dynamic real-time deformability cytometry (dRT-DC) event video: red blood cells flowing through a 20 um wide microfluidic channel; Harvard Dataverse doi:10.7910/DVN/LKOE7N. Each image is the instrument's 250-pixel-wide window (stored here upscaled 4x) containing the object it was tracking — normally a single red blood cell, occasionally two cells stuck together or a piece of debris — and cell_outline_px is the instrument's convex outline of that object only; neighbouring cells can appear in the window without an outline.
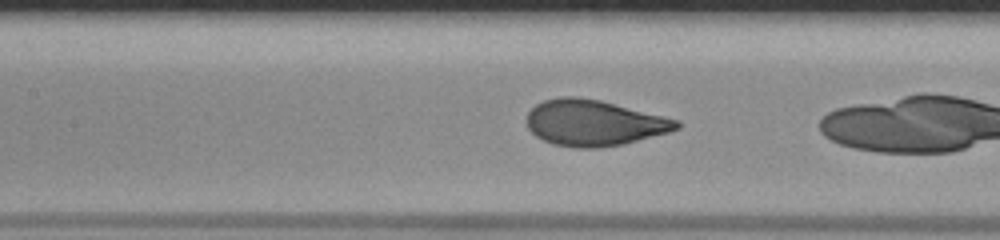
{"species": "human", "species_latin": "Homo sapiens", "temperature_condition": "room temperature", "stored_images_in_passage": 36, "camera_frame_rate_fps": 3000, "um_per_image_px": 0.085, "donor": {"sex": "male"}, "frame": {"image": 1, "passage_image": 20, "time_ms": 6.333, "image_size_px": [1000, 240], "cell_outline_px": [[680, 128], [668, 132], [624, 144], [596, 148], [576, 148], [552, 144], [536, 136], [528, 128], [528, 112], [536, 104], [544, 100], [560, 96], [576, 96], [600, 100], [680, 120]], "centroid_in_image_um": [50.49, 10.44], "position_along_channel_um": 156.9, "area_um2": 40.06}}